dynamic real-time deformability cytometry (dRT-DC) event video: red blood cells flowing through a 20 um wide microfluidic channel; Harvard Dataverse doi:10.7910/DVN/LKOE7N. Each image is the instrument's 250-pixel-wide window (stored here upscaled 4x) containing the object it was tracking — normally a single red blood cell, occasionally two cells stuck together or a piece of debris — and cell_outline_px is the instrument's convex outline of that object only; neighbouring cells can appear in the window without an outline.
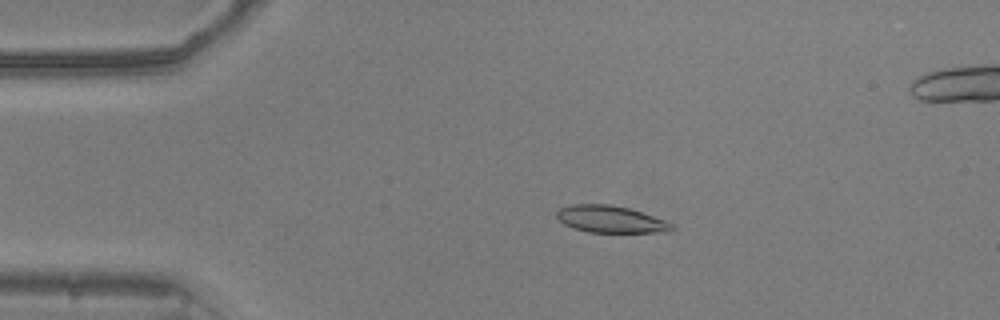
{"species": "common noctule bat (a hibernating species)", "species_latin": "Nyctalus noctula", "temperature_condition": "warm", "stored_images_in_passage": 49, "camera_frame_rate_fps": 3000, "um_per_image_px": 0.085, "animal": {"sex": "male", "body_mass_g": 20.5, "forearm_length_mm": 52.5}, "frame": {"image": 1, "passage_image": 11, "time_ms": 3.333, "image_size_px": [1000, 320], "cell_outline_px": [[676, 228], [668, 232], [588, 232], [572, 228], [564, 224], [556, 216], [556, 212], [560, 208], [572, 204], [608, 204], [628, 208], [668, 220], [676, 224]], "centroid_in_image_um": [51.96, 18.64], "position_along_channel_um": 33.0, "area_um2": 18.32}}
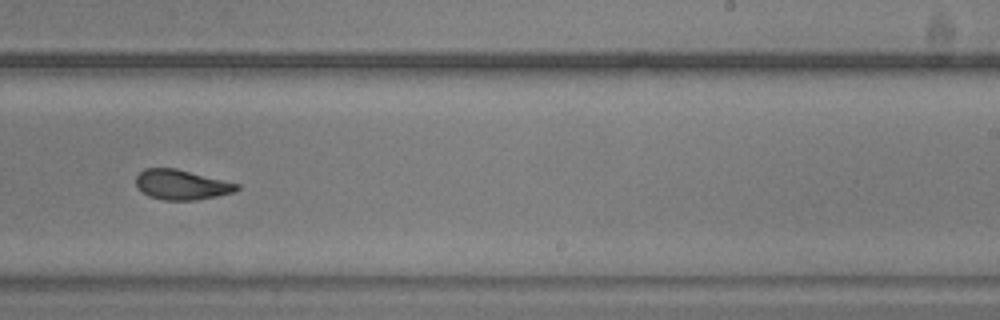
{"frame": {"image": 2, "passage_image": 33, "time_ms": 10.667, "image_size_px": [1000, 320], "cell_outline_px": [[240, 188], [236, 192], [196, 200], [164, 200], [148, 196], [136, 184], [136, 176], [144, 168], [176, 168], [240, 184]], "centroid_in_image_um": [15.46, 15.7], "position_along_channel_um": 273.5, "area_um2": 17.57}}
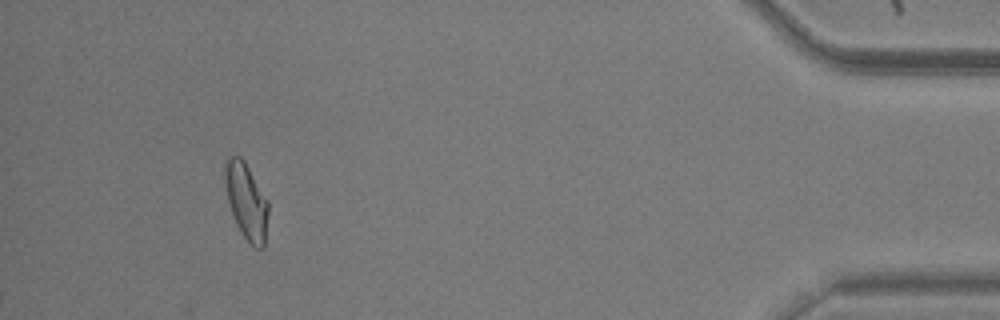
{"frame": {"image": 3, "passage_image": 49, "time_ms": 16.0, "image_size_px": [1000, 320], "cell_outline_px": [[268, 216], [264, 248], [256, 248], [240, 232], [236, 224], [228, 200], [224, 180], [224, 160], [228, 156], [240, 156], [244, 160], [268, 200]], "centroid_in_image_um": [20.93, 17.06], "position_along_channel_um": 414.3, "area_um2": 19.25}, "authors_computed_cell_mechanics": {"area_um2": 18.207, "velocity_mm_per_s": 3.8591, "shape_relaxation_time_tau1_ms": 3.5053, "shape_relaxation_time_tau2_ms": 2.5588, "deformation_change_tau1": 0.1507, "deformation_change_tau2": 0.0802}}